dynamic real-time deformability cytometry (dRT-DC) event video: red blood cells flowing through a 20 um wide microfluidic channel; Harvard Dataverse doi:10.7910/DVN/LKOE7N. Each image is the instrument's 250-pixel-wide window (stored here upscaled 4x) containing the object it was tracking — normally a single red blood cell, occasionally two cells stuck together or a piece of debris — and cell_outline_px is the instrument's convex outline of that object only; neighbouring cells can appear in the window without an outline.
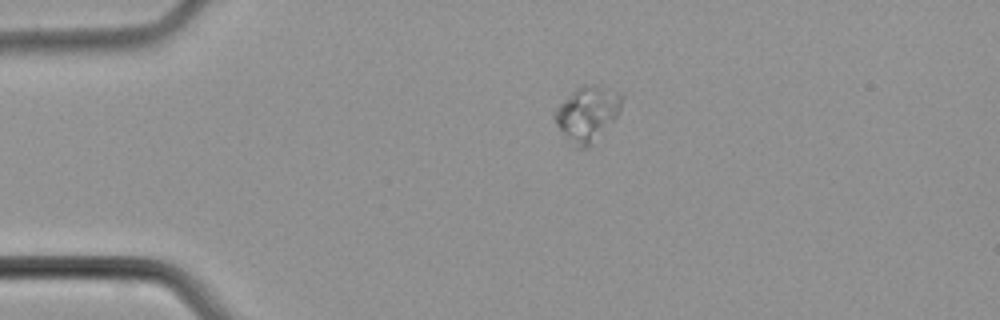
{"species": "common noctule bat (a hibernating species)", "species_latin": "Nyctalus noctula", "temperature_condition": "cold", "stored_images_in_passage": 40, "camera_frame_rate_fps": 3000, "um_per_image_px": 0.085, "animal": {"sex": "male", "body_mass_g": 21.5, "forearm_length_mm": 52.0}, "frame": {"image": 1, "passage_image": 1, "time_ms": 0.0, "image_size_px": [1000, 320], "cell_outline_px": [[624, 96], [620, 108], [616, 116], [584, 148], [572, 148], [556, 124], [552, 112], [576, 88], [584, 84], [596, 84], [624, 92]], "centroid_in_image_um": [49.9, 9.61], "position_along_channel_um": 35.1, "area_um2": 21.27}}
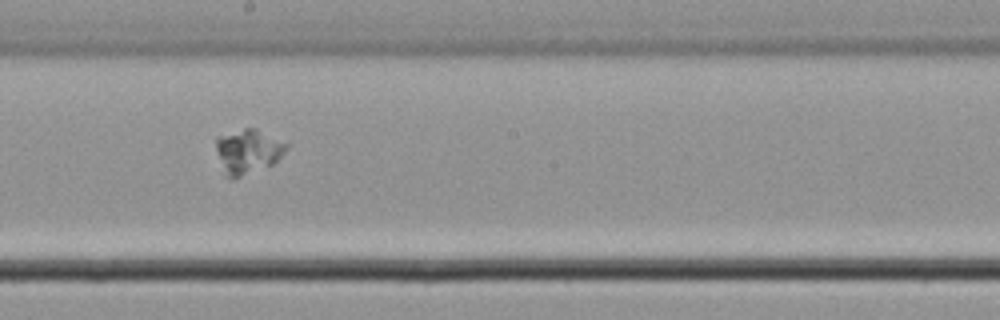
{"frame": {"image": 2, "passage_image": 18, "time_ms": 5.667, "image_size_px": [1000, 320], "cell_outline_px": [[288, 148], [272, 164], [240, 176], [228, 176], [216, 152], [216, 136], [244, 128], [256, 128], [288, 144]], "centroid_in_image_um": [21.07, 12.81], "position_along_channel_um": 227.1, "area_um2": 17.57}}
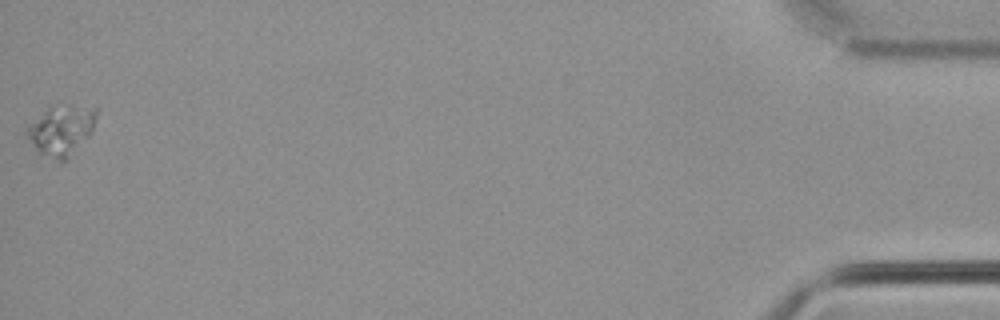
{"frame": {"image": 3, "passage_image": 40, "time_ms": 13.0, "image_size_px": [1000, 320], "cell_outline_px": [[96, 116], [92, 132], [60, 164], [40, 156], [28, 136], [28, 128], [52, 104], [96, 108]], "centroid_in_image_um": [5.22, 11.11], "position_along_channel_um": 430.0, "area_um2": 19.77}}